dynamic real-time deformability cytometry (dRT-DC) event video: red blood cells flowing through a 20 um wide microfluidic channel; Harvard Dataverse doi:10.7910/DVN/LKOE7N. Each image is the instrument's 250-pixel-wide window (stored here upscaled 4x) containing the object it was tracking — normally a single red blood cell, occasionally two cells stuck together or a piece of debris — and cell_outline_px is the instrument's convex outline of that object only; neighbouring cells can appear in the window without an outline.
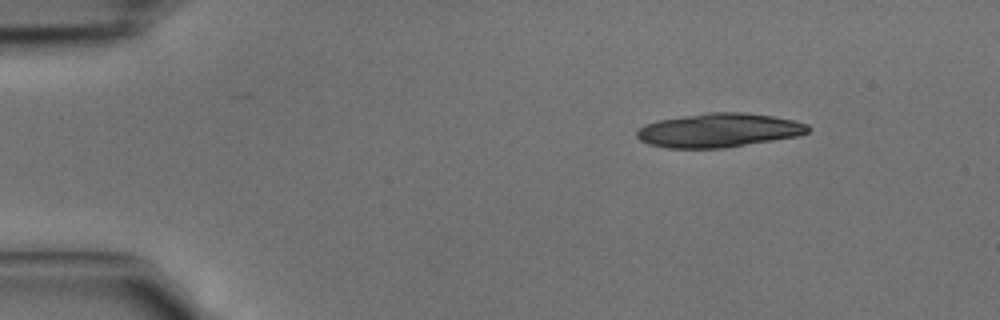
{"species": "common noctule bat (a hibernating species)", "species_latin": "Nyctalus noctula", "temperature_condition": "cold", "stored_images_in_passage": 5, "camera_frame_rate_fps": 3000, "um_per_image_px": 0.085, "animal": {"sex": "male", "body_mass_g": 15.6}, "frame": {"image": 1, "passage_image": 1, "time_ms": 0.0, "image_size_px": [1000, 320], "cell_outline_px": [[812, 128], [808, 132], [796, 136], [724, 148], [668, 148], [648, 144], [640, 140], [636, 136], [636, 132], [640, 128], [656, 120], [708, 112], [740, 112], [772, 116], [792, 120], [808, 124]], "centroid_in_image_um": [61.08, 11.07], "position_along_channel_um": 23.9, "area_um2": 33.7}}